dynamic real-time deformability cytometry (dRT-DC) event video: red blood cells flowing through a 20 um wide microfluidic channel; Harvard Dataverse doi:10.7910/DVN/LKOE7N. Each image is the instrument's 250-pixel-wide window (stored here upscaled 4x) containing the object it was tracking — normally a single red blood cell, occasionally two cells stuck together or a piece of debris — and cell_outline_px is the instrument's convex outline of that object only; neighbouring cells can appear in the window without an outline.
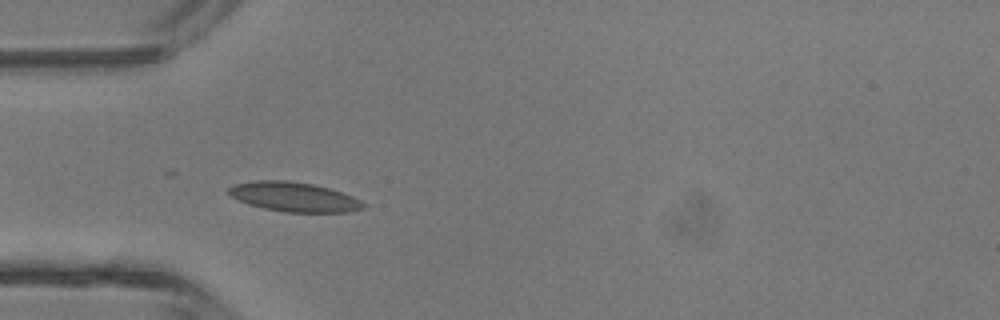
{"species": "common noctule bat (a hibernating species)", "species_latin": "Nyctalus noctula", "temperature_condition": "room temperature", "stored_images_in_passage": 4, "camera_frame_rate_fps": 3000, "um_per_image_px": 0.085, "animal": {"sex": "male", "body_mass_g": 13.3}, "frame": {"image": 1, "passage_image": 4, "time_ms": 3.333, "image_size_px": [1000, 320], "cell_outline_px": [[368, 204], [364, 208], [348, 212], [284, 212], [264, 208], [248, 204], [232, 196], [228, 192], [228, 188], [232, 184], [256, 180], [288, 180], [312, 184], [328, 188], [352, 196]], "centroid_in_image_um": [24.99, 16.73], "position_along_channel_um": 60.0, "area_um2": 23.12}}